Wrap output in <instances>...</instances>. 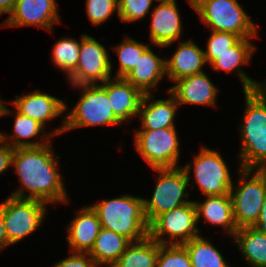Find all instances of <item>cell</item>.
<instances>
[{"mask_svg": "<svg viewBox=\"0 0 266 267\" xmlns=\"http://www.w3.org/2000/svg\"><path fill=\"white\" fill-rule=\"evenodd\" d=\"M49 140L38 147L14 148L12 164L17 170L22 188L11 196L21 199H35L45 203L68 201L62 179L57 172V162L50 150ZM24 189L30 195L24 194Z\"/></svg>", "mask_w": 266, "mask_h": 267, "instance_id": "6da1fadb", "label": "cell"}, {"mask_svg": "<svg viewBox=\"0 0 266 267\" xmlns=\"http://www.w3.org/2000/svg\"><path fill=\"white\" fill-rule=\"evenodd\" d=\"M101 227L123 235L131 242L148 236L149 223L144 212V198L130 195L103 200L92 205Z\"/></svg>", "mask_w": 266, "mask_h": 267, "instance_id": "7a4b0ae2", "label": "cell"}, {"mask_svg": "<svg viewBox=\"0 0 266 267\" xmlns=\"http://www.w3.org/2000/svg\"><path fill=\"white\" fill-rule=\"evenodd\" d=\"M246 113L242 126L241 168L266 169V98L256 90L244 91Z\"/></svg>", "mask_w": 266, "mask_h": 267, "instance_id": "3957f363", "label": "cell"}, {"mask_svg": "<svg viewBox=\"0 0 266 267\" xmlns=\"http://www.w3.org/2000/svg\"><path fill=\"white\" fill-rule=\"evenodd\" d=\"M212 31L232 33L241 38L257 35L256 26L237 0H188Z\"/></svg>", "mask_w": 266, "mask_h": 267, "instance_id": "277c9868", "label": "cell"}, {"mask_svg": "<svg viewBox=\"0 0 266 267\" xmlns=\"http://www.w3.org/2000/svg\"><path fill=\"white\" fill-rule=\"evenodd\" d=\"M83 87L84 92L77 105L66 117L61 128L56 129L55 135L76 127L95 125H116L122 122L115 116L106 89L102 85H76Z\"/></svg>", "mask_w": 266, "mask_h": 267, "instance_id": "5b68a950", "label": "cell"}, {"mask_svg": "<svg viewBox=\"0 0 266 267\" xmlns=\"http://www.w3.org/2000/svg\"><path fill=\"white\" fill-rule=\"evenodd\" d=\"M154 170L160 173L158 183L151 200L144 199V212L149 224L160 214L191 202L182 199L184 195H189L185 189L190 180L182 167Z\"/></svg>", "mask_w": 266, "mask_h": 267, "instance_id": "8992f818", "label": "cell"}, {"mask_svg": "<svg viewBox=\"0 0 266 267\" xmlns=\"http://www.w3.org/2000/svg\"><path fill=\"white\" fill-rule=\"evenodd\" d=\"M252 169H242L241 185L237 186L233 193V185L230 189L233 217L238 229L253 226L260 215L261 206L266 198V169H257L250 180L247 175Z\"/></svg>", "mask_w": 266, "mask_h": 267, "instance_id": "52a82bcc", "label": "cell"}, {"mask_svg": "<svg viewBox=\"0 0 266 267\" xmlns=\"http://www.w3.org/2000/svg\"><path fill=\"white\" fill-rule=\"evenodd\" d=\"M45 202L10 196L0 205L8 242L16 243L39 227L45 215Z\"/></svg>", "mask_w": 266, "mask_h": 267, "instance_id": "ba28073f", "label": "cell"}, {"mask_svg": "<svg viewBox=\"0 0 266 267\" xmlns=\"http://www.w3.org/2000/svg\"><path fill=\"white\" fill-rule=\"evenodd\" d=\"M135 145L153 169L175 168L178 162L179 140L175 127L136 131Z\"/></svg>", "mask_w": 266, "mask_h": 267, "instance_id": "9c48e42d", "label": "cell"}, {"mask_svg": "<svg viewBox=\"0 0 266 267\" xmlns=\"http://www.w3.org/2000/svg\"><path fill=\"white\" fill-rule=\"evenodd\" d=\"M197 211L193 201L177 207L171 211L164 212L157 216L149 224L148 235L161 245L168 244L162 239L163 234L168 233L170 244H184L193 238L198 237L199 230L195 227ZM181 238L172 242V239Z\"/></svg>", "mask_w": 266, "mask_h": 267, "instance_id": "30bf717a", "label": "cell"}, {"mask_svg": "<svg viewBox=\"0 0 266 267\" xmlns=\"http://www.w3.org/2000/svg\"><path fill=\"white\" fill-rule=\"evenodd\" d=\"M192 164L196 183L203 194L211 196L230 193L233 183L226 163L218 152L202 148L193 163L182 167L186 175H189Z\"/></svg>", "mask_w": 266, "mask_h": 267, "instance_id": "8fae6325", "label": "cell"}, {"mask_svg": "<svg viewBox=\"0 0 266 267\" xmlns=\"http://www.w3.org/2000/svg\"><path fill=\"white\" fill-rule=\"evenodd\" d=\"M111 66L105 47L84 34L80 40L77 67L69 80L74 86L95 84L97 80L105 82L111 77Z\"/></svg>", "mask_w": 266, "mask_h": 267, "instance_id": "7c38bea8", "label": "cell"}, {"mask_svg": "<svg viewBox=\"0 0 266 267\" xmlns=\"http://www.w3.org/2000/svg\"><path fill=\"white\" fill-rule=\"evenodd\" d=\"M59 21L55 0H17L5 26L37 25L51 31Z\"/></svg>", "mask_w": 266, "mask_h": 267, "instance_id": "4fadbf2b", "label": "cell"}, {"mask_svg": "<svg viewBox=\"0 0 266 267\" xmlns=\"http://www.w3.org/2000/svg\"><path fill=\"white\" fill-rule=\"evenodd\" d=\"M114 80H116L114 82ZM102 86L106 89L110 106L115 116L121 121L137 116L143 93L125 78L107 79Z\"/></svg>", "mask_w": 266, "mask_h": 267, "instance_id": "5bb4252c", "label": "cell"}, {"mask_svg": "<svg viewBox=\"0 0 266 267\" xmlns=\"http://www.w3.org/2000/svg\"><path fill=\"white\" fill-rule=\"evenodd\" d=\"M152 12L151 41L160 47L171 45L180 37L181 20L175 0H160Z\"/></svg>", "mask_w": 266, "mask_h": 267, "instance_id": "9a60e30c", "label": "cell"}, {"mask_svg": "<svg viewBox=\"0 0 266 267\" xmlns=\"http://www.w3.org/2000/svg\"><path fill=\"white\" fill-rule=\"evenodd\" d=\"M175 82L177 84L168 92L175 97L178 104H215L218 89L204 72L181 78Z\"/></svg>", "mask_w": 266, "mask_h": 267, "instance_id": "2e32d148", "label": "cell"}, {"mask_svg": "<svg viewBox=\"0 0 266 267\" xmlns=\"http://www.w3.org/2000/svg\"><path fill=\"white\" fill-rule=\"evenodd\" d=\"M15 97L16 99L11 104L16 107V111L39 122L43 126L49 119L63 114L67 108L62 100L40 93L38 90H35L32 94Z\"/></svg>", "mask_w": 266, "mask_h": 267, "instance_id": "e0dca14e", "label": "cell"}, {"mask_svg": "<svg viewBox=\"0 0 266 267\" xmlns=\"http://www.w3.org/2000/svg\"><path fill=\"white\" fill-rule=\"evenodd\" d=\"M101 228L99 217L92 207L83 208L69 224L68 244L75 252L89 253Z\"/></svg>", "mask_w": 266, "mask_h": 267, "instance_id": "ac0fdd59", "label": "cell"}, {"mask_svg": "<svg viewBox=\"0 0 266 267\" xmlns=\"http://www.w3.org/2000/svg\"><path fill=\"white\" fill-rule=\"evenodd\" d=\"M206 63L204 51L192 40L180 43L174 55L165 61L166 74L173 81L202 73V66Z\"/></svg>", "mask_w": 266, "mask_h": 267, "instance_id": "d6986e66", "label": "cell"}, {"mask_svg": "<svg viewBox=\"0 0 266 267\" xmlns=\"http://www.w3.org/2000/svg\"><path fill=\"white\" fill-rule=\"evenodd\" d=\"M165 61L148 47L142 57H139L134 69L124 78L143 94H149V89L154 88L166 73Z\"/></svg>", "mask_w": 266, "mask_h": 267, "instance_id": "ffe728a7", "label": "cell"}, {"mask_svg": "<svg viewBox=\"0 0 266 267\" xmlns=\"http://www.w3.org/2000/svg\"><path fill=\"white\" fill-rule=\"evenodd\" d=\"M171 99L155 100L151 104H146L151 97V93L144 94L141 100L138 114L141 115L143 130H156L174 126V116L179 105L173 95Z\"/></svg>", "mask_w": 266, "mask_h": 267, "instance_id": "44dd1931", "label": "cell"}, {"mask_svg": "<svg viewBox=\"0 0 266 267\" xmlns=\"http://www.w3.org/2000/svg\"><path fill=\"white\" fill-rule=\"evenodd\" d=\"M254 48L255 47L251 44L250 40L247 38H241L234 46L230 47L228 51L217 55V59L211 65L215 70L223 69L226 72L238 69L236 71L239 72L238 75L243 82V90H255L258 82L250 79L239 68L240 65L249 62Z\"/></svg>", "mask_w": 266, "mask_h": 267, "instance_id": "7402d4cb", "label": "cell"}, {"mask_svg": "<svg viewBox=\"0 0 266 267\" xmlns=\"http://www.w3.org/2000/svg\"><path fill=\"white\" fill-rule=\"evenodd\" d=\"M203 203L194 202L197 211V221L201 216L207 222L222 225L229 231V235H234L238 230L232 209V200L230 194L211 195Z\"/></svg>", "mask_w": 266, "mask_h": 267, "instance_id": "603a6c76", "label": "cell"}, {"mask_svg": "<svg viewBox=\"0 0 266 267\" xmlns=\"http://www.w3.org/2000/svg\"><path fill=\"white\" fill-rule=\"evenodd\" d=\"M130 243L131 241L123 235L101 228L88 254L97 265L110 264L109 267H112Z\"/></svg>", "mask_w": 266, "mask_h": 267, "instance_id": "cb8c5ba5", "label": "cell"}, {"mask_svg": "<svg viewBox=\"0 0 266 267\" xmlns=\"http://www.w3.org/2000/svg\"><path fill=\"white\" fill-rule=\"evenodd\" d=\"M233 238L252 267H266V234L253 226L238 229Z\"/></svg>", "mask_w": 266, "mask_h": 267, "instance_id": "d4e9b609", "label": "cell"}, {"mask_svg": "<svg viewBox=\"0 0 266 267\" xmlns=\"http://www.w3.org/2000/svg\"><path fill=\"white\" fill-rule=\"evenodd\" d=\"M133 243L131 242L128 245L119 260L112 267H156L159 243L149 235Z\"/></svg>", "mask_w": 266, "mask_h": 267, "instance_id": "484cf974", "label": "cell"}, {"mask_svg": "<svg viewBox=\"0 0 266 267\" xmlns=\"http://www.w3.org/2000/svg\"><path fill=\"white\" fill-rule=\"evenodd\" d=\"M182 245L189 254L192 267H228L221 253L200 236Z\"/></svg>", "mask_w": 266, "mask_h": 267, "instance_id": "4316f807", "label": "cell"}, {"mask_svg": "<svg viewBox=\"0 0 266 267\" xmlns=\"http://www.w3.org/2000/svg\"><path fill=\"white\" fill-rule=\"evenodd\" d=\"M44 129V126L39 122L31 119L28 116L22 115L18 111L16 112L15 122H14V138L12 143H8L12 148L20 147H38L45 145L41 142H29L23 141L22 138H31L37 136L39 132Z\"/></svg>", "mask_w": 266, "mask_h": 267, "instance_id": "83f0119b", "label": "cell"}, {"mask_svg": "<svg viewBox=\"0 0 266 267\" xmlns=\"http://www.w3.org/2000/svg\"><path fill=\"white\" fill-rule=\"evenodd\" d=\"M80 43L73 39H61L56 42L53 52L52 60L61 70H65L70 76L77 67L79 60Z\"/></svg>", "mask_w": 266, "mask_h": 267, "instance_id": "f1b7e54d", "label": "cell"}, {"mask_svg": "<svg viewBox=\"0 0 266 267\" xmlns=\"http://www.w3.org/2000/svg\"><path fill=\"white\" fill-rule=\"evenodd\" d=\"M148 47V45L140 44L130 38L124 39V42L115 47L120 61V67L116 74L117 78H124L130 73L134 69L139 57H142Z\"/></svg>", "mask_w": 266, "mask_h": 267, "instance_id": "f546056e", "label": "cell"}, {"mask_svg": "<svg viewBox=\"0 0 266 267\" xmlns=\"http://www.w3.org/2000/svg\"><path fill=\"white\" fill-rule=\"evenodd\" d=\"M156 267H192V264L183 245L159 244Z\"/></svg>", "mask_w": 266, "mask_h": 267, "instance_id": "4dcf8cb0", "label": "cell"}, {"mask_svg": "<svg viewBox=\"0 0 266 267\" xmlns=\"http://www.w3.org/2000/svg\"><path fill=\"white\" fill-rule=\"evenodd\" d=\"M240 39V36L232 33L212 31L208 41L207 51H204L206 62L212 64L217 59V55L228 51Z\"/></svg>", "mask_w": 266, "mask_h": 267, "instance_id": "1f68e13d", "label": "cell"}, {"mask_svg": "<svg viewBox=\"0 0 266 267\" xmlns=\"http://www.w3.org/2000/svg\"><path fill=\"white\" fill-rule=\"evenodd\" d=\"M154 0H118V16L124 22L143 18Z\"/></svg>", "mask_w": 266, "mask_h": 267, "instance_id": "d6a6232c", "label": "cell"}, {"mask_svg": "<svg viewBox=\"0 0 266 267\" xmlns=\"http://www.w3.org/2000/svg\"><path fill=\"white\" fill-rule=\"evenodd\" d=\"M87 14L94 25L105 22L113 11L118 12V0H87Z\"/></svg>", "mask_w": 266, "mask_h": 267, "instance_id": "836d02e7", "label": "cell"}, {"mask_svg": "<svg viewBox=\"0 0 266 267\" xmlns=\"http://www.w3.org/2000/svg\"><path fill=\"white\" fill-rule=\"evenodd\" d=\"M88 253L74 252L72 256L56 263L54 267H99ZM89 259V260H88Z\"/></svg>", "mask_w": 266, "mask_h": 267, "instance_id": "e575fe53", "label": "cell"}, {"mask_svg": "<svg viewBox=\"0 0 266 267\" xmlns=\"http://www.w3.org/2000/svg\"><path fill=\"white\" fill-rule=\"evenodd\" d=\"M7 136L1 133L0 139V174L4 172L12 164V156L14 153V148L9 144H4L7 140ZM3 144V145H2ZM5 145V146H4Z\"/></svg>", "mask_w": 266, "mask_h": 267, "instance_id": "d590c367", "label": "cell"}, {"mask_svg": "<svg viewBox=\"0 0 266 267\" xmlns=\"http://www.w3.org/2000/svg\"><path fill=\"white\" fill-rule=\"evenodd\" d=\"M253 227L266 234V198L261 206L259 218Z\"/></svg>", "mask_w": 266, "mask_h": 267, "instance_id": "8d00e7d4", "label": "cell"}, {"mask_svg": "<svg viewBox=\"0 0 266 267\" xmlns=\"http://www.w3.org/2000/svg\"><path fill=\"white\" fill-rule=\"evenodd\" d=\"M7 245L9 246L10 243L8 242L2 212L0 211V249L5 248Z\"/></svg>", "mask_w": 266, "mask_h": 267, "instance_id": "74e56055", "label": "cell"}, {"mask_svg": "<svg viewBox=\"0 0 266 267\" xmlns=\"http://www.w3.org/2000/svg\"><path fill=\"white\" fill-rule=\"evenodd\" d=\"M17 0H0V14L11 13Z\"/></svg>", "mask_w": 266, "mask_h": 267, "instance_id": "f35d334b", "label": "cell"}, {"mask_svg": "<svg viewBox=\"0 0 266 267\" xmlns=\"http://www.w3.org/2000/svg\"><path fill=\"white\" fill-rule=\"evenodd\" d=\"M264 84L262 83H257V86L255 88V90L263 97L266 98V86H263ZM263 86V87H262Z\"/></svg>", "mask_w": 266, "mask_h": 267, "instance_id": "ab89813d", "label": "cell"}, {"mask_svg": "<svg viewBox=\"0 0 266 267\" xmlns=\"http://www.w3.org/2000/svg\"><path fill=\"white\" fill-rule=\"evenodd\" d=\"M11 113L2 103V101L0 100V116L2 115H6Z\"/></svg>", "mask_w": 266, "mask_h": 267, "instance_id": "60d3db41", "label": "cell"}]
</instances>
